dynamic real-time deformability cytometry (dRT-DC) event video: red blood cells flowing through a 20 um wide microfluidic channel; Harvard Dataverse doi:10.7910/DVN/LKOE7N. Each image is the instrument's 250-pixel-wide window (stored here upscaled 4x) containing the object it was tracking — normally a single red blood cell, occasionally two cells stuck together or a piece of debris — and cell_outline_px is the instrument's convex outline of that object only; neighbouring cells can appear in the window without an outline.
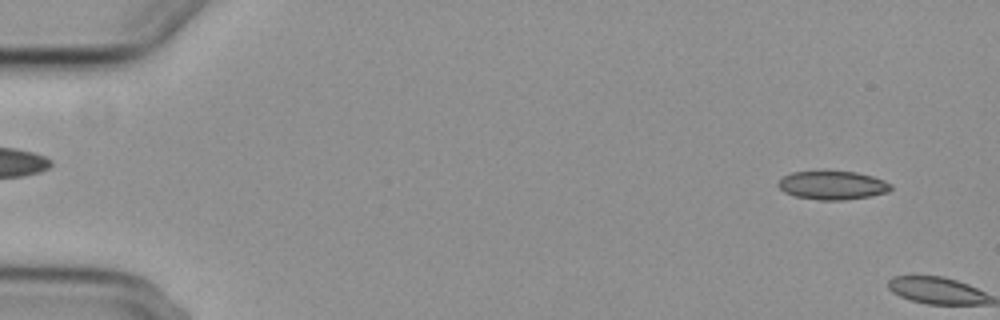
{"species": "common noctule bat (a hibernating species)", "species_latin": "Nyctalus noctula", "temperature_condition": "cold", "stored_images_in_passage": 2, "camera_frame_rate_fps": 3000, "um_per_image_px": 0.085, "animal": {"sex": "female", "body_mass_g": 29.2, "forearm_length_mm": 56.3}, "frame": {"image": 1, "passage_image": 1, "time_ms": 0.0, "image_size_px": [1000, 320], "cell_outline_px": [[892, 188], [888, 192], [872, 196], [844, 200], [820, 200], [792, 196], [784, 192], [776, 184], [784, 176], [792, 172], [856, 172], [872, 176], [884, 180], [892, 184]], "centroid_in_image_um": [70.78, 15.77], "position_along_channel_um": 14.2, "area_um2": 18.73}}